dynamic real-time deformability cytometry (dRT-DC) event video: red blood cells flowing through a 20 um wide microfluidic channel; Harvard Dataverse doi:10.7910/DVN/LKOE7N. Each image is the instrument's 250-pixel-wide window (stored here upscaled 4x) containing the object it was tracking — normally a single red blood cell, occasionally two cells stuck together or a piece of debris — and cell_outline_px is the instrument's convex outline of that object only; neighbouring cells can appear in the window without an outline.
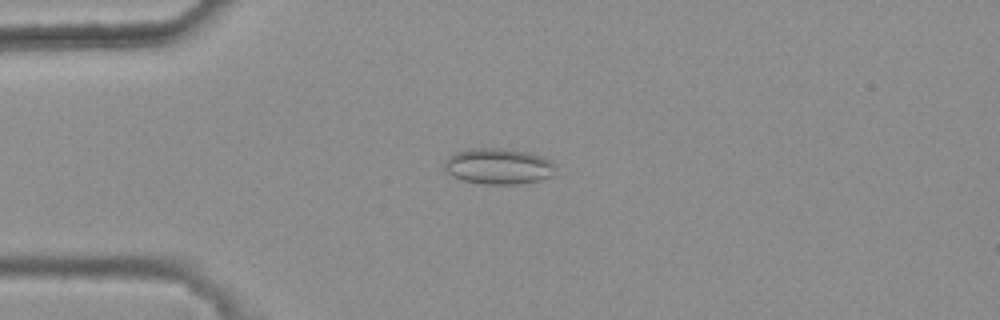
{"species": "common noctule bat (a hibernating species)", "species_latin": "Nyctalus noctula", "temperature_condition": "warm", "stored_images_in_passage": 47, "camera_frame_rate_fps": 3000, "um_per_image_px": 0.085, "animal": {"sex": "female", "body_mass_g": 25.1}, "frame": {"image": 1, "passage_image": 13, "time_ms": 4.0, "image_size_px": [1000, 320], "cell_outline_px": [[556, 176], [540, 180], [516, 184], [484, 184], [464, 180], [452, 176], [444, 168], [444, 160], [448, 156], [456, 152], [468, 148], [500, 148], [528, 152], [540, 156], [556, 164]], "centroid_in_image_um": [42.38, 14.13], "position_along_channel_um": 42.6, "area_um2": 23.47}}
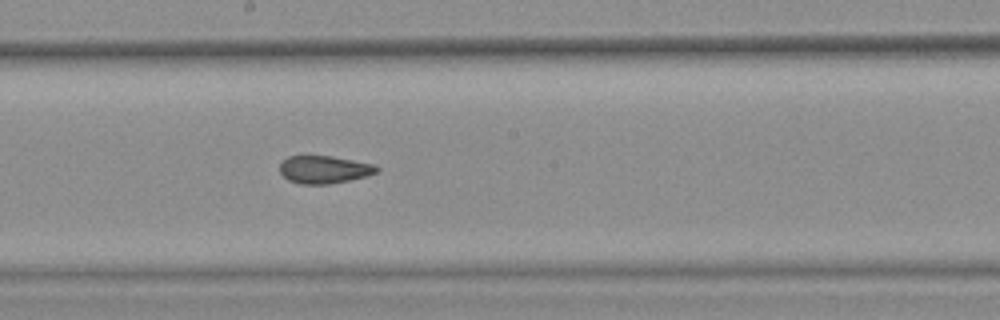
{"frame": {"image": 2, "passage_image": 29, "time_ms": 9.333, "image_size_px": [1000, 320], "cell_outline_px": [[380, 168], [376, 172], [368, 176], [328, 184], [300, 184], [288, 180], [280, 172], [280, 164], [288, 156], [332, 156], [372, 164]], "centroid_in_image_um": [27.54, 14.41], "position_along_channel_um": 220.7, "area_um2": 15.49}}
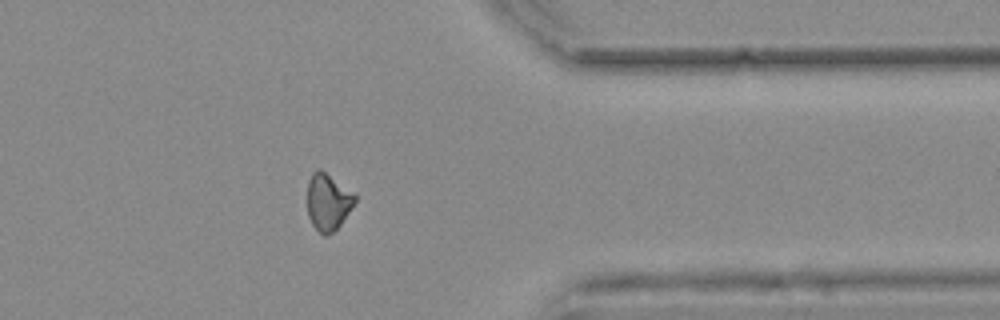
{"frame": {"image": 3, "passage_image": 43, "time_ms": 14.0, "image_size_px": [1000, 320], "cell_outline_px": [[356, 200], [340, 224], [332, 232], [324, 236], [312, 224], [308, 216], [308, 180], [312, 172], [320, 168], [356, 196]], "centroid_in_image_um": [27.84, 17.15], "position_along_channel_um": 383.6, "area_um2": 15.26}, "authors_computed_cell_mechanics": {"area_um2": 16.5308, "velocity_mm_per_s": 3.7472, "shape_relaxation_time_tau1_ms": null, "shape_relaxation_time_tau2_ms": 1.9263, "deformation_change_tau1": null, "deformation_change_tau2": 0.085}}